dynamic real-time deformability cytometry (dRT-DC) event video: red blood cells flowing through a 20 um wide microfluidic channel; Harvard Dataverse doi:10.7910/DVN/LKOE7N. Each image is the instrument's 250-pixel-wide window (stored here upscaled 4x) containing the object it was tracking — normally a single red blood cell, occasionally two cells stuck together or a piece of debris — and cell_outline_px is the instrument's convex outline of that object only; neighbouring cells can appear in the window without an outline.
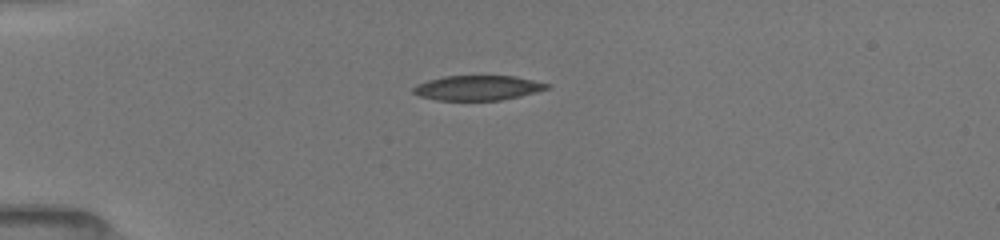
{"species": "common noctule bat (a hibernating species)", "species_latin": "Nyctalus noctula", "temperature_condition": "room temperature", "stored_images_in_passage": 65, "camera_frame_rate_fps": 3000, "um_per_image_px": 0.085, "animal": {"sex": "female", "body_mass_g": 19.5, "forearm_length_mm": 54.1}, "frame": {"image": 1, "passage_image": 1, "time_ms": 0.0, "image_size_px": [1000, 240], "cell_outline_px": [[552, 84], [548, 88], [536, 92], [520, 96], [500, 100], [436, 100], [420, 96], [412, 92], [412, 88], [416, 84], [428, 80], [444, 76], [516, 76]], "centroid_in_image_um": [40.6, 7.46], "position_along_channel_um": 44.4, "area_um2": 19.36}}
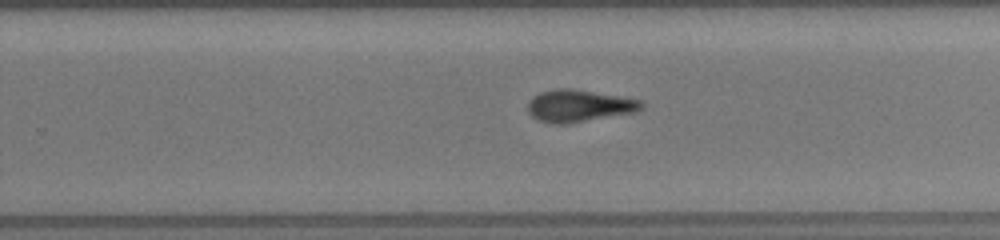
{"frame": {"image": 2, "passage_image": 32, "time_ms": 6.667, "image_size_px": [1000, 240], "cell_outline_px": [[644, 108], [636, 112], [564, 124], [552, 124], [540, 120], [532, 116], [528, 112], [528, 104], [532, 96], [540, 92], [556, 88], [572, 88], [644, 100]], "centroid_in_image_um": [49.24, 8.98], "position_along_channel_um": 280.6, "area_um2": 21.39}}
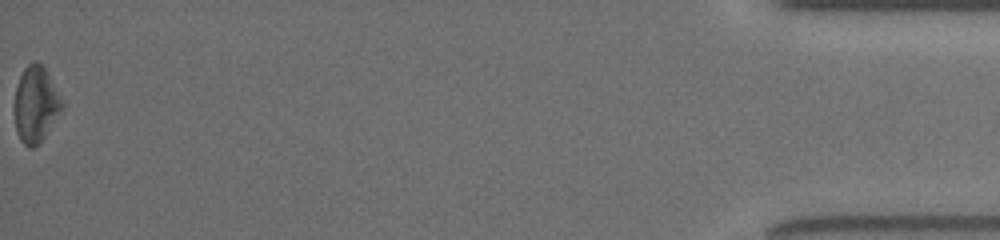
{"frame": {"image": 3, "passage_image": 65, "time_ms": 12.667, "image_size_px": [1000, 240], "cell_outline_px": [[64, 108], [44, 136], [32, 148], [28, 148], [20, 140], [16, 132], [12, 108], [12, 104], [16, 84], [24, 68], [32, 60], [36, 60], [44, 68], [64, 104]], "centroid_in_image_um": [2.98, 8.87], "position_along_channel_um": 432.2, "area_um2": 21.27}, "authors_computed_cell_mechanics": {"area_um2": 20.9814, "velocity_mm_per_s": 3.9997, "shape_relaxation_time_tau1_ms": 6.8634, "shape_relaxation_time_tau2_ms": 4.5504, "deformation_change_tau1": 0.1767, "deformation_change_tau2": 0.1601}}